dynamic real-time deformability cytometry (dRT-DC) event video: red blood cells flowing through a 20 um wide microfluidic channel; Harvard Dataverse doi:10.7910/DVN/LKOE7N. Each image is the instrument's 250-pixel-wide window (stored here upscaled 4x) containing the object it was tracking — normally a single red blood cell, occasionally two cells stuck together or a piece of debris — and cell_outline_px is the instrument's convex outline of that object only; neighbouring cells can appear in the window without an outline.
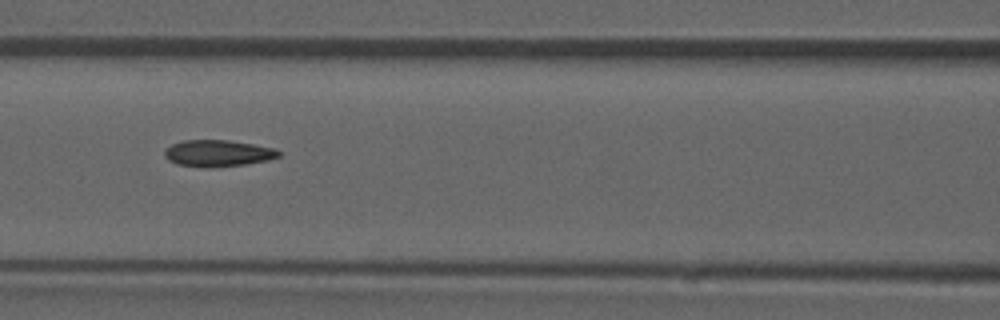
{"species": "common noctule bat (a hibernating species)", "species_latin": "Nyctalus noctula", "temperature_condition": "room temperature", "stored_images_in_passage": 52, "camera_frame_rate_fps": 3000, "um_per_image_px": 0.085, "animal": {"sex": "male", "forearm_length_mm": 52.5}, "frame": {"image": 1, "passage_image": 23, "time_ms": 7.333, "image_size_px": [1000, 320], "cell_outline_px": [[280, 156], [268, 160], [244, 164], [208, 168], [204, 168], [176, 164], [168, 160], [164, 156], [164, 152], [172, 144], [184, 140], [228, 140], [276, 148], [280, 152]], "centroid_in_image_um": [18.51, 13.03], "position_along_channel_um": 148.1, "area_um2": 17.69}, "authors_computed_cell_mechanics": {"area_um2": 17.6579, "velocity_mm_per_s": 3.9161, "shape_relaxation_time_tau1_ms": null, "shape_relaxation_time_tau2_ms": 1.7057, "deformation_change_tau1": null, "deformation_change_tau2": 0.0789}}